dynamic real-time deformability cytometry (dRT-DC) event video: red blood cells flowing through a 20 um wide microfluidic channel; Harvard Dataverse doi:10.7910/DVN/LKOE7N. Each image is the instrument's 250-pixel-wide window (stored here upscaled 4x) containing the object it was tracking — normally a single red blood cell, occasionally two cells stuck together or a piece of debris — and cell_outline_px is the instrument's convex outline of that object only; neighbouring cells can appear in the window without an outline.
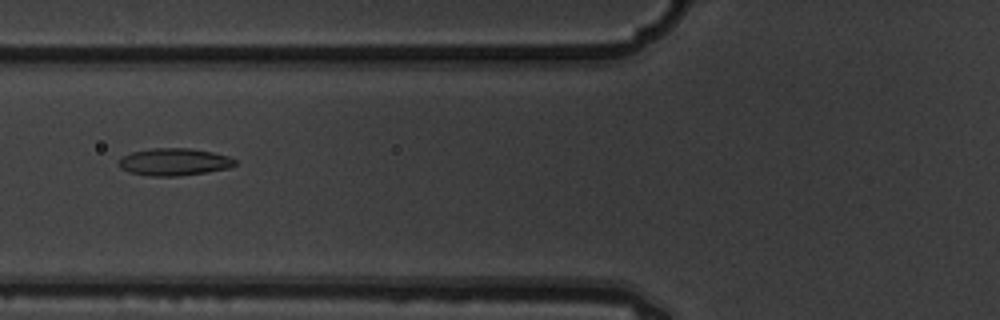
{"species": "common noctule bat (a hibernating species)", "species_latin": "Nyctalus noctula", "temperature_condition": "warm", "stored_images_in_passage": 7, "camera_frame_rate_fps": 3000, "um_per_image_px": 0.085, "animal": {"sex": "male", "body_mass_g": 19.5, "forearm_length_mm": 54.6}, "frame": {"image": 1, "passage_image": 7, "time_ms": 2.0, "image_size_px": [1000, 320], "cell_outline_px": [[236, 164], [228, 168], [208, 172], [176, 176], [152, 176], [128, 172], [120, 168], [116, 160], [120, 156], [132, 152], [152, 148], [192, 148], [212, 152], [228, 156], [236, 160]], "centroid_in_image_um": [14.75, 13.76], "position_along_channel_um": 111.0, "area_um2": 18.67}}